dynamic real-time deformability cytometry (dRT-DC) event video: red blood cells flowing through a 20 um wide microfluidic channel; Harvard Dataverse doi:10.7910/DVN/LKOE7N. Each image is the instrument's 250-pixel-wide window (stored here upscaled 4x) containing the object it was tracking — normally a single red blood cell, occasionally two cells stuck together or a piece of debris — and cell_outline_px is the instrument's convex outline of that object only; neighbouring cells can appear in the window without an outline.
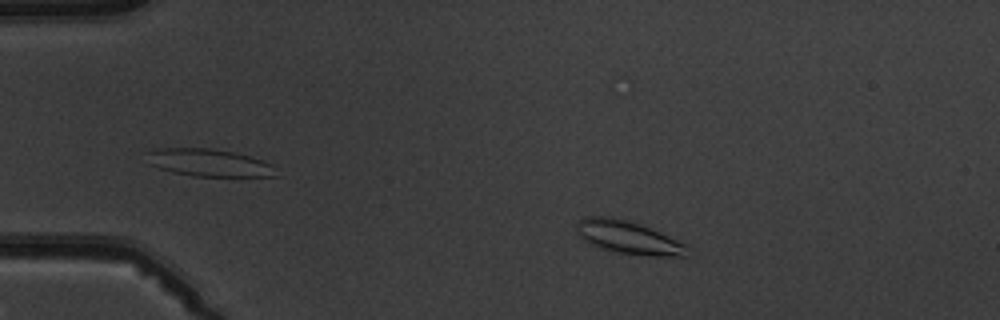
{"species": "common noctule bat (a hibernating species)", "species_latin": "Nyctalus noctula", "temperature_condition": "warm", "stored_images_in_passage": 8, "camera_frame_rate_fps": 3000, "um_per_image_px": 0.085, "animal": {"sex": "male", "body_mass_g": 19.5, "forearm_length_mm": 54.6}, "frame": {"image": 1, "passage_image": 1, "time_ms": 0.0, "image_size_px": [1000, 320], "cell_outline_px": [[692, 256], [648, 256], [620, 252], [600, 248], [584, 240], [576, 232], [576, 224], [584, 216], [612, 216], [632, 220], [652, 228], [688, 244]], "centroid_in_image_um": [53.48, 20.16], "position_along_channel_um": 31.5, "area_um2": 21.85}}
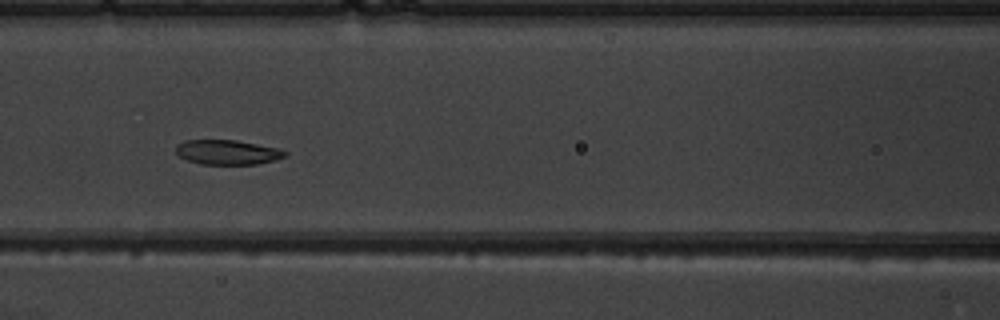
{"frame": {"image": 2, "passage_image": 5, "time_ms": 4.667, "image_size_px": [1000, 320], "cell_outline_px": [[288, 156], [276, 160], [256, 164], [200, 164], [188, 160], [180, 156], [176, 152], [176, 144], [184, 140], [236, 140], [280, 148], [288, 152]], "centroid_in_image_um": [19.38, 12.93], "position_along_channel_um": 147.2, "area_um2": 15.84}}
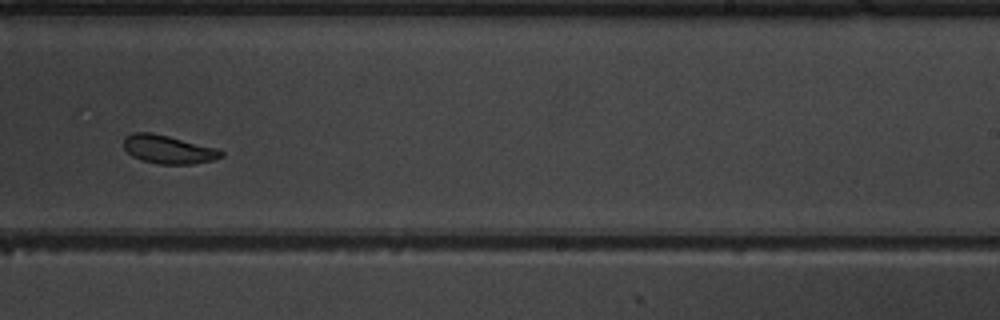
{"frame": {"image": 3, "passage_image": 8, "time_ms": 8.0, "image_size_px": [1000, 320], "cell_outline_px": [[224, 156], [212, 160], [192, 164], [156, 164], [140, 160], [132, 156], [124, 148], [124, 136], [132, 132], [152, 132], [216, 148], [224, 152]], "centroid_in_image_um": [14.27, 12.7], "position_along_channel_um": 274.7, "area_um2": 16.18}}